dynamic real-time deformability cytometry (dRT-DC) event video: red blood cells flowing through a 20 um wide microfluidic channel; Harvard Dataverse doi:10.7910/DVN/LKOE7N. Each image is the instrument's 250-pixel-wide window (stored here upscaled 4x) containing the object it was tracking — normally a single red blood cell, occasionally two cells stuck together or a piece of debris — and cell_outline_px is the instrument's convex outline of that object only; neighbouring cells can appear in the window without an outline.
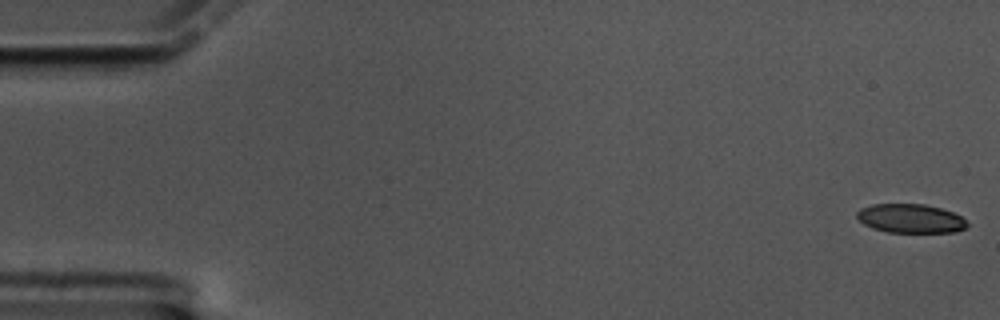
{"species": "common noctule bat (a hibernating species)", "species_latin": "Nyctalus noctula", "temperature_condition": "cold", "stored_images_in_passage": 60, "camera_frame_rate_fps": 3000, "um_per_image_px": 0.085, "animal": {"sex": "male", "body_mass_g": 17.5, "forearm_length_mm": 52.3}, "frame": {"image": 1, "passage_image": 1, "time_ms": 0.0, "image_size_px": [1000, 320], "cell_outline_px": [[968, 224], [964, 228], [956, 232], [888, 232], [872, 228], [864, 224], [856, 216], [856, 212], [860, 208], [872, 204], [924, 204], [940, 208], [952, 212], [960, 216]], "centroid_in_image_um": [77.36, 18.57], "position_along_channel_um": 7.6, "area_um2": 18.5}}
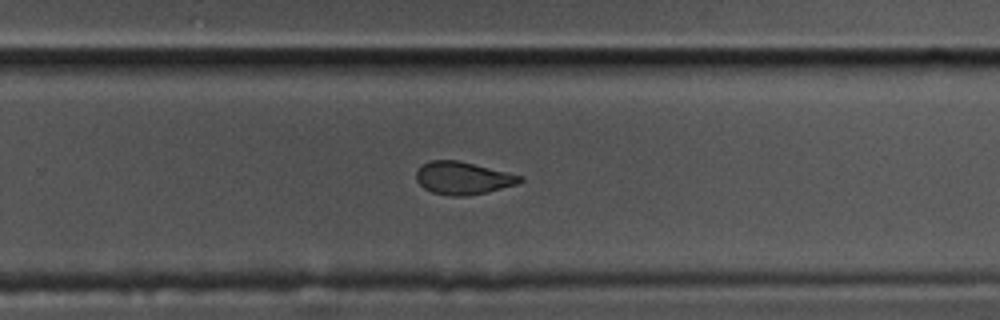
{"frame": {"image": 2, "passage_image": 39, "time_ms": 12.667, "image_size_px": [1000, 320], "cell_outline_px": [[524, 180], [516, 184], [468, 196], [448, 196], [432, 192], [424, 188], [416, 180], [416, 172], [424, 164], [432, 160], [456, 160], [524, 176]], "centroid_in_image_um": [39.34, 15.14], "position_along_channel_um": 290.5, "area_um2": 19.42}}
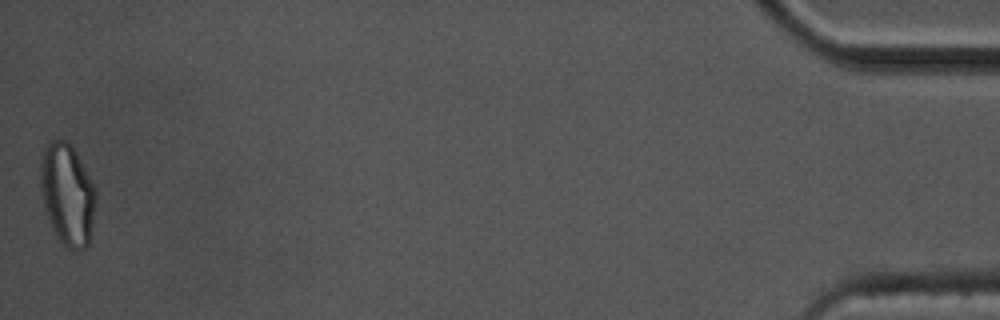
{"frame": {"image": 3, "passage_image": 60, "time_ms": 19.667, "image_size_px": [1000, 320], "cell_outline_px": [[96, 196], [92, 224], [88, 248], [76, 252], [72, 252], [56, 236], [48, 220], [44, 208], [40, 188], [40, 164], [44, 148], [48, 140], [64, 140], [72, 144], [96, 192]], "centroid_in_image_um": [5.7, 16.55], "position_along_channel_um": 429.5, "area_um2": 32.95}, "authors_computed_cell_mechanics": {"area_um2": 20.7502, "velocity_mm_per_s": 3.3432, "shape_relaxation_time_tau1_ms": null, "shape_relaxation_time_tau2_ms": 2.923, "deformation_change_tau1": null, "deformation_change_tau2": 0.0724}}